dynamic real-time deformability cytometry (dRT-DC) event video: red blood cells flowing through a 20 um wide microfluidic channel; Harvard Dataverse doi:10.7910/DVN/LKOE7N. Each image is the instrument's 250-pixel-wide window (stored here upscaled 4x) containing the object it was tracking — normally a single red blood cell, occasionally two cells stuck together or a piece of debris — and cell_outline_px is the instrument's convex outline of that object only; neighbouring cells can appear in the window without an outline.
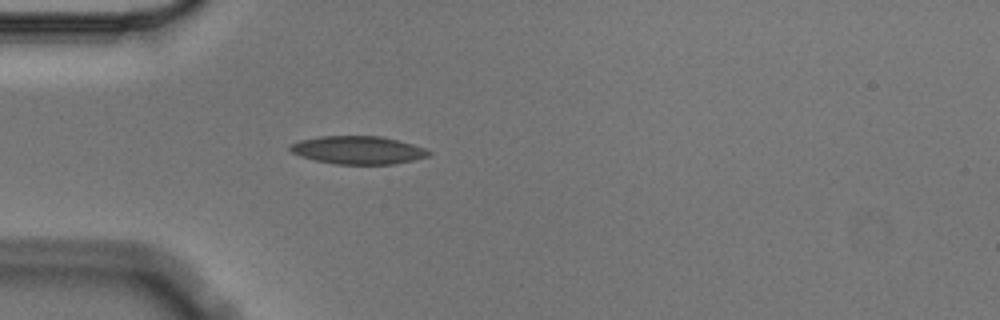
{"species": "Egyptian fruit bat (a non-hibernating species)", "species_latin": "Rousettus aegyptiacus", "temperature_condition": "cold", "stored_images_in_passage": 2, "camera_frame_rate_fps": 3000, "um_per_image_px": 0.085, "animal": {"sex": "male"}, "frame": {"image": 1, "passage_image": 2, "time_ms": 0.333, "image_size_px": [1000, 320], "cell_outline_px": [[432, 152], [428, 156], [412, 160], [392, 164], [336, 164], [316, 160], [300, 156], [292, 152], [288, 148], [288, 144], [300, 140], [320, 136], [380, 136], [412, 144], [424, 148]], "centroid_in_image_um": [30.39, 12.75], "position_along_channel_um": 54.6, "area_um2": 22.48}}